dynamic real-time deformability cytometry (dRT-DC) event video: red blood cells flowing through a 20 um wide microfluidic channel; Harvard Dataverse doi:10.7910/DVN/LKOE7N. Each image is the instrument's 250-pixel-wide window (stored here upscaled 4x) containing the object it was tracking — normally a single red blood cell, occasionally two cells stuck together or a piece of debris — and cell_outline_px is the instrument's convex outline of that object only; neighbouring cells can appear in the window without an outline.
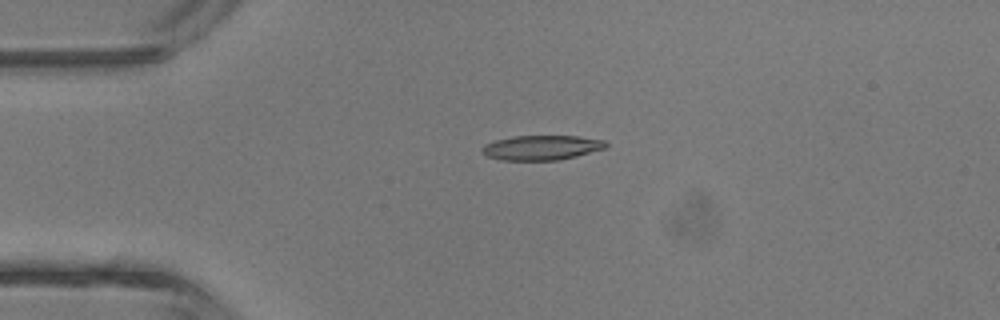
{"species": "common noctule bat (a hibernating species)", "species_latin": "Nyctalus noctula", "temperature_condition": "room temperature", "stored_images_in_passage": 2, "camera_frame_rate_fps": 3000, "um_per_image_px": 0.085, "animal": {"sex": "male", "body_mass_g": 13.3}, "frame": {"image": 1, "passage_image": 1, "time_ms": 0.0, "image_size_px": [1000, 320], "cell_outline_px": [[608, 144], [604, 148], [576, 156], [560, 160], [500, 160], [484, 156], [480, 148], [484, 144], [496, 140], [516, 136], [576, 136], [604, 140]], "centroid_in_image_um": [45.98, 12.55], "position_along_channel_um": 39.0, "area_um2": 17.8}}